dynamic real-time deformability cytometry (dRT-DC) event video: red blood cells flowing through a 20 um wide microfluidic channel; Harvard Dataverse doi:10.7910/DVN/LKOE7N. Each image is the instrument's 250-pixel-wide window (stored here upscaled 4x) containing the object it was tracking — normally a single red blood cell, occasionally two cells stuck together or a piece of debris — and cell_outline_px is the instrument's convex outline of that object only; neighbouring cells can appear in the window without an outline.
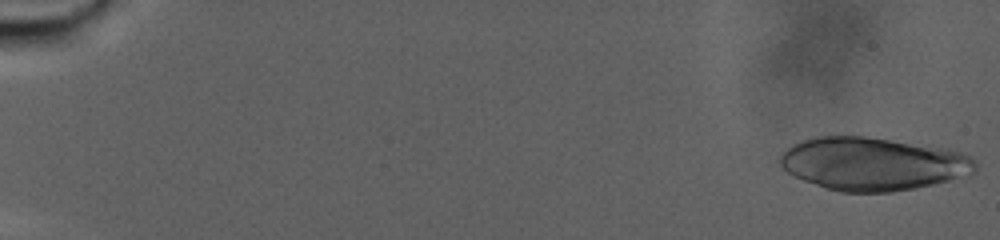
{"species": "human", "species_latin": "Homo sapiens", "temperature_condition": "warm", "stored_images_in_passage": 91, "camera_frame_rate_fps": 3000, "um_per_image_px": 0.085, "donor": {"sex": "male"}, "frame": {"image": 1, "passage_image": 1, "time_ms": 0.0, "image_size_px": [1000, 240], "cell_outline_px": [[976, 172], [968, 176], [916, 188], [892, 192], [840, 192], [804, 180], [788, 172], [780, 164], [780, 156], [792, 144], [816, 136], [864, 136], [948, 148], [972, 156], [976, 160]], "centroid_in_image_um": [74.26, 13.92], "position_along_channel_um": 10.7, "area_um2": 60.4}}
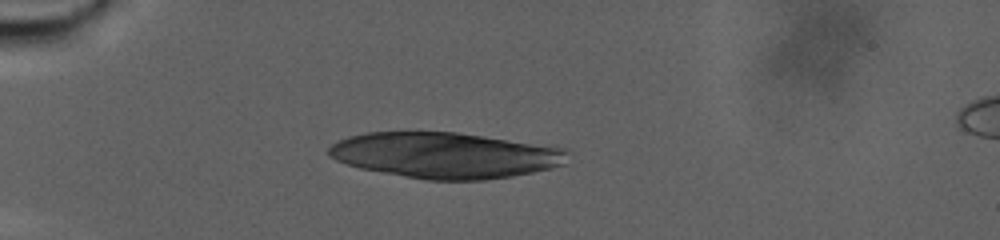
{"frame": {"image": 2, "passage_image": 26, "time_ms": 8.333, "image_size_px": [1000, 240], "cell_outline_px": [[572, 152], [564, 164], [552, 168], [512, 176], [484, 180], [428, 180], [404, 176], [360, 168], [336, 160], [328, 156], [328, 148], [332, 144], [348, 136], [368, 132], [456, 132], [568, 148]], "centroid_in_image_um": [37.88, 13.19], "position_along_channel_um": 47.1, "area_um2": 63.87}}